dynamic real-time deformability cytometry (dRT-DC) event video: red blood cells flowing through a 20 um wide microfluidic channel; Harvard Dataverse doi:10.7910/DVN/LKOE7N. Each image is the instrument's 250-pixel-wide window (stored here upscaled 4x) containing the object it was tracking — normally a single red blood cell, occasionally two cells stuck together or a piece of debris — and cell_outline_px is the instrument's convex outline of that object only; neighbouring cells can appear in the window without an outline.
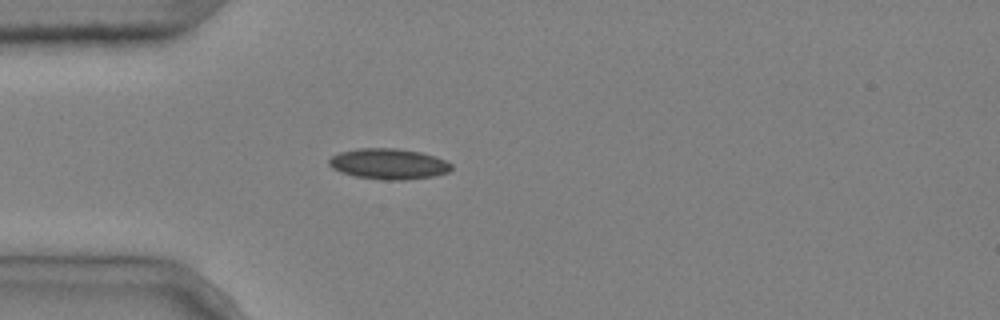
{"species": "common noctule bat (a hibernating species)", "species_latin": "Nyctalus noctula", "temperature_condition": "cold", "stored_images_in_passage": 1, "camera_frame_rate_fps": 3000, "um_per_image_px": 0.085, "animal": {"sex": "male", "body_mass_g": 20.4}, "frame": {"image": 1, "passage_image": 1, "time_ms": 0.0, "image_size_px": [1000, 320], "cell_outline_px": [[452, 168], [448, 172], [432, 176], [404, 180], [384, 180], [356, 176], [340, 172], [332, 168], [328, 164], [328, 160], [332, 156], [340, 152], [360, 148], [396, 148], [420, 152], [444, 160], [452, 164]], "centroid_in_image_um": [33.0, 13.93], "position_along_channel_um": 52.0, "area_um2": 21.73}}